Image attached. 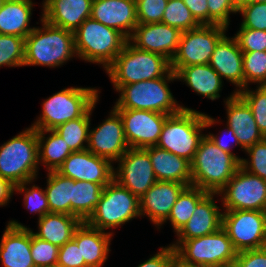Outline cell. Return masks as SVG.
I'll return each mask as SVG.
<instances>
[{
	"mask_svg": "<svg viewBox=\"0 0 266 267\" xmlns=\"http://www.w3.org/2000/svg\"><path fill=\"white\" fill-rule=\"evenodd\" d=\"M40 20L42 27H35L25 38L24 66L56 68L77 57L74 32Z\"/></svg>",
	"mask_w": 266,
	"mask_h": 267,
	"instance_id": "obj_1",
	"label": "cell"
},
{
	"mask_svg": "<svg viewBox=\"0 0 266 267\" xmlns=\"http://www.w3.org/2000/svg\"><path fill=\"white\" fill-rule=\"evenodd\" d=\"M216 120L193 109H182L166 118L156 146L191 162L206 135L203 129L219 122Z\"/></svg>",
	"mask_w": 266,
	"mask_h": 267,
	"instance_id": "obj_2",
	"label": "cell"
},
{
	"mask_svg": "<svg viewBox=\"0 0 266 267\" xmlns=\"http://www.w3.org/2000/svg\"><path fill=\"white\" fill-rule=\"evenodd\" d=\"M191 163V185L208 193H219L241 167L240 161L207 136L201 140Z\"/></svg>",
	"mask_w": 266,
	"mask_h": 267,
	"instance_id": "obj_3",
	"label": "cell"
},
{
	"mask_svg": "<svg viewBox=\"0 0 266 267\" xmlns=\"http://www.w3.org/2000/svg\"><path fill=\"white\" fill-rule=\"evenodd\" d=\"M105 70L117 91L122 85L166 76L171 71V61L161 54L140 50L127 41Z\"/></svg>",
	"mask_w": 266,
	"mask_h": 267,
	"instance_id": "obj_4",
	"label": "cell"
},
{
	"mask_svg": "<svg viewBox=\"0 0 266 267\" xmlns=\"http://www.w3.org/2000/svg\"><path fill=\"white\" fill-rule=\"evenodd\" d=\"M174 80H177L176 75L171 70L164 77L122 85L116 91L120 95L113 108L148 110L167 115L176 114L182 109L192 110L179 105L174 99L168 86V82Z\"/></svg>",
	"mask_w": 266,
	"mask_h": 267,
	"instance_id": "obj_5",
	"label": "cell"
},
{
	"mask_svg": "<svg viewBox=\"0 0 266 267\" xmlns=\"http://www.w3.org/2000/svg\"><path fill=\"white\" fill-rule=\"evenodd\" d=\"M176 260L191 267H233L237 251L226 231H218L187 240H176L170 244Z\"/></svg>",
	"mask_w": 266,
	"mask_h": 267,
	"instance_id": "obj_6",
	"label": "cell"
},
{
	"mask_svg": "<svg viewBox=\"0 0 266 267\" xmlns=\"http://www.w3.org/2000/svg\"><path fill=\"white\" fill-rule=\"evenodd\" d=\"M37 130L29 127L0 145V177L13 185L36 180L39 171Z\"/></svg>",
	"mask_w": 266,
	"mask_h": 267,
	"instance_id": "obj_7",
	"label": "cell"
},
{
	"mask_svg": "<svg viewBox=\"0 0 266 267\" xmlns=\"http://www.w3.org/2000/svg\"><path fill=\"white\" fill-rule=\"evenodd\" d=\"M99 90L90 87L64 88L43 101L40 117L31 125L36 130H54L84 116L99 101Z\"/></svg>",
	"mask_w": 266,
	"mask_h": 267,
	"instance_id": "obj_8",
	"label": "cell"
},
{
	"mask_svg": "<svg viewBox=\"0 0 266 267\" xmlns=\"http://www.w3.org/2000/svg\"><path fill=\"white\" fill-rule=\"evenodd\" d=\"M77 57L106 69L123 50L128 39L118 30L91 17L74 32Z\"/></svg>",
	"mask_w": 266,
	"mask_h": 267,
	"instance_id": "obj_9",
	"label": "cell"
},
{
	"mask_svg": "<svg viewBox=\"0 0 266 267\" xmlns=\"http://www.w3.org/2000/svg\"><path fill=\"white\" fill-rule=\"evenodd\" d=\"M137 217H141L139 198L113 179L103 187L100 200L86 223L106 231L118 228Z\"/></svg>",
	"mask_w": 266,
	"mask_h": 267,
	"instance_id": "obj_10",
	"label": "cell"
},
{
	"mask_svg": "<svg viewBox=\"0 0 266 267\" xmlns=\"http://www.w3.org/2000/svg\"><path fill=\"white\" fill-rule=\"evenodd\" d=\"M223 25H199L181 33L178 50L171 60V68L209 64L218 41L226 34Z\"/></svg>",
	"mask_w": 266,
	"mask_h": 267,
	"instance_id": "obj_11",
	"label": "cell"
},
{
	"mask_svg": "<svg viewBox=\"0 0 266 267\" xmlns=\"http://www.w3.org/2000/svg\"><path fill=\"white\" fill-rule=\"evenodd\" d=\"M222 228L237 252L260 249L266 239V211L224 210Z\"/></svg>",
	"mask_w": 266,
	"mask_h": 267,
	"instance_id": "obj_12",
	"label": "cell"
},
{
	"mask_svg": "<svg viewBox=\"0 0 266 267\" xmlns=\"http://www.w3.org/2000/svg\"><path fill=\"white\" fill-rule=\"evenodd\" d=\"M218 195L223 210L266 211V180L241 167Z\"/></svg>",
	"mask_w": 266,
	"mask_h": 267,
	"instance_id": "obj_13",
	"label": "cell"
},
{
	"mask_svg": "<svg viewBox=\"0 0 266 267\" xmlns=\"http://www.w3.org/2000/svg\"><path fill=\"white\" fill-rule=\"evenodd\" d=\"M117 163L113 179L138 198L157 182L150 156L144 148H129Z\"/></svg>",
	"mask_w": 266,
	"mask_h": 267,
	"instance_id": "obj_14",
	"label": "cell"
},
{
	"mask_svg": "<svg viewBox=\"0 0 266 267\" xmlns=\"http://www.w3.org/2000/svg\"><path fill=\"white\" fill-rule=\"evenodd\" d=\"M121 116L129 148L156 146L167 114L137 109H115Z\"/></svg>",
	"mask_w": 266,
	"mask_h": 267,
	"instance_id": "obj_15",
	"label": "cell"
},
{
	"mask_svg": "<svg viewBox=\"0 0 266 267\" xmlns=\"http://www.w3.org/2000/svg\"><path fill=\"white\" fill-rule=\"evenodd\" d=\"M129 149L123 121L120 114L113 108L109 117L96 128H89L87 150L93 154L117 162Z\"/></svg>",
	"mask_w": 266,
	"mask_h": 267,
	"instance_id": "obj_16",
	"label": "cell"
},
{
	"mask_svg": "<svg viewBox=\"0 0 266 267\" xmlns=\"http://www.w3.org/2000/svg\"><path fill=\"white\" fill-rule=\"evenodd\" d=\"M57 172L72 180L93 182L104 187L113 180L114 167L109 160L84 150L72 152Z\"/></svg>",
	"mask_w": 266,
	"mask_h": 267,
	"instance_id": "obj_17",
	"label": "cell"
},
{
	"mask_svg": "<svg viewBox=\"0 0 266 267\" xmlns=\"http://www.w3.org/2000/svg\"><path fill=\"white\" fill-rule=\"evenodd\" d=\"M181 33L161 22L138 24L128 41L140 50L161 54L171 61L178 50Z\"/></svg>",
	"mask_w": 266,
	"mask_h": 267,
	"instance_id": "obj_18",
	"label": "cell"
},
{
	"mask_svg": "<svg viewBox=\"0 0 266 267\" xmlns=\"http://www.w3.org/2000/svg\"><path fill=\"white\" fill-rule=\"evenodd\" d=\"M30 249L31 228L16 220L8 221L0 241L3 267H35Z\"/></svg>",
	"mask_w": 266,
	"mask_h": 267,
	"instance_id": "obj_19",
	"label": "cell"
},
{
	"mask_svg": "<svg viewBox=\"0 0 266 267\" xmlns=\"http://www.w3.org/2000/svg\"><path fill=\"white\" fill-rule=\"evenodd\" d=\"M186 187L182 183L157 181L139 198L141 217L146 215L156 227H161Z\"/></svg>",
	"mask_w": 266,
	"mask_h": 267,
	"instance_id": "obj_20",
	"label": "cell"
},
{
	"mask_svg": "<svg viewBox=\"0 0 266 267\" xmlns=\"http://www.w3.org/2000/svg\"><path fill=\"white\" fill-rule=\"evenodd\" d=\"M91 18L120 31L127 39L138 25L135 0H93Z\"/></svg>",
	"mask_w": 266,
	"mask_h": 267,
	"instance_id": "obj_21",
	"label": "cell"
},
{
	"mask_svg": "<svg viewBox=\"0 0 266 267\" xmlns=\"http://www.w3.org/2000/svg\"><path fill=\"white\" fill-rule=\"evenodd\" d=\"M209 65L237 88L234 94L244 89L243 52L236 38L224 35L216 44Z\"/></svg>",
	"mask_w": 266,
	"mask_h": 267,
	"instance_id": "obj_22",
	"label": "cell"
},
{
	"mask_svg": "<svg viewBox=\"0 0 266 267\" xmlns=\"http://www.w3.org/2000/svg\"><path fill=\"white\" fill-rule=\"evenodd\" d=\"M93 0H43L41 18L51 25L75 32L91 17Z\"/></svg>",
	"mask_w": 266,
	"mask_h": 267,
	"instance_id": "obj_23",
	"label": "cell"
},
{
	"mask_svg": "<svg viewBox=\"0 0 266 267\" xmlns=\"http://www.w3.org/2000/svg\"><path fill=\"white\" fill-rule=\"evenodd\" d=\"M224 102L227 113L226 125L234 130L244 150L263 140V134L256 124L251 108L238 94L232 92Z\"/></svg>",
	"mask_w": 266,
	"mask_h": 267,
	"instance_id": "obj_24",
	"label": "cell"
},
{
	"mask_svg": "<svg viewBox=\"0 0 266 267\" xmlns=\"http://www.w3.org/2000/svg\"><path fill=\"white\" fill-rule=\"evenodd\" d=\"M215 196L218 197V193H207L198 202L196 210L188 222L176 234V240H187L209 235L222 227L223 212L220 206L215 203Z\"/></svg>",
	"mask_w": 266,
	"mask_h": 267,
	"instance_id": "obj_25",
	"label": "cell"
},
{
	"mask_svg": "<svg viewBox=\"0 0 266 267\" xmlns=\"http://www.w3.org/2000/svg\"><path fill=\"white\" fill-rule=\"evenodd\" d=\"M114 232H105L82 222L74 232L73 240L80 247L81 260L87 267H102L107 261Z\"/></svg>",
	"mask_w": 266,
	"mask_h": 267,
	"instance_id": "obj_26",
	"label": "cell"
},
{
	"mask_svg": "<svg viewBox=\"0 0 266 267\" xmlns=\"http://www.w3.org/2000/svg\"><path fill=\"white\" fill-rule=\"evenodd\" d=\"M149 156L157 181H170L191 186V163L157 146L144 148Z\"/></svg>",
	"mask_w": 266,
	"mask_h": 267,
	"instance_id": "obj_27",
	"label": "cell"
},
{
	"mask_svg": "<svg viewBox=\"0 0 266 267\" xmlns=\"http://www.w3.org/2000/svg\"><path fill=\"white\" fill-rule=\"evenodd\" d=\"M176 79L185 82L198 95L211 99L220 98L223 80L220 75L209 65H190L182 68H171Z\"/></svg>",
	"mask_w": 266,
	"mask_h": 267,
	"instance_id": "obj_28",
	"label": "cell"
},
{
	"mask_svg": "<svg viewBox=\"0 0 266 267\" xmlns=\"http://www.w3.org/2000/svg\"><path fill=\"white\" fill-rule=\"evenodd\" d=\"M32 0H6L0 9V34L26 38L35 28L30 21Z\"/></svg>",
	"mask_w": 266,
	"mask_h": 267,
	"instance_id": "obj_29",
	"label": "cell"
},
{
	"mask_svg": "<svg viewBox=\"0 0 266 267\" xmlns=\"http://www.w3.org/2000/svg\"><path fill=\"white\" fill-rule=\"evenodd\" d=\"M82 223L76 216L65 213H48L38 220V232L32 234L41 240L62 247L73 239L74 232Z\"/></svg>",
	"mask_w": 266,
	"mask_h": 267,
	"instance_id": "obj_30",
	"label": "cell"
},
{
	"mask_svg": "<svg viewBox=\"0 0 266 267\" xmlns=\"http://www.w3.org/2000/svg\"><path fill=\"white\" fill-rule=\"evenodd\" d=\"M49 133V135L47 134ZM47 135V137H45ZM38 161L47 171H57L64 160L72 153L69 145L55 130H37Z\"/></svg>",
	"mask_w": 266,
	"mask_h": 267,
	"instance_id": "obj_31",
	"label": "cell"
},
{
	"mask_svg": "<svg viewBox=\"0 0 266 267\" xmlns=\"http://www.w3.org/2000/svg\"><path fill=\"white\" fill-rule=\"evenodd\" d=\"M102 192L103 187L100 184L73 180L71 215L86 222L94 212Z\"/></svg>",
	"mask_w": 266,
	"mask_h": 267,
	"instance_id": "obj_32",
	"label": "cell"
},
{
	"mask_svg": "<svg viewBox=\"0 0 266 267\" xmlns=\"http://www.w3.org/2000/svg\"><path fill=\"white\" fill-rule=\"evenodd\" d=\"M47 186L44 188L50 213L71 215L73 180L62 176L57 171H48Z\"/></svg>",
	"mask_w": 266,
	"mask_h": 267,
	"instance_id": "obj_33",
	"label": "cell"
},
{
	"mask_svg": "<svg viewBox=\"0 0 266 267\" xmlns=\"http://www.w3.org/2000/svg\"><path fill=\"white\" fill-rule=\"evenodd\" d=\"M208 192L195 186H187L178 196L173 205L168 218L163 222L169 221L177 234L188 222L193 212L196 210L198 202Z\"/></svg>",
	"mask_w": 266,
	"mask_h": 267,
	"instance_id": "obj_34",
	"label": "cell"
},
{
	"mask_svg": "<svg viewBox=\"0 0 266 267\" xmlns=\"http://www.w3.org/2000/svg\"><path fill=\"white\" fill-rule=\"evenodd\" d=\"M95 106L84 116L65 122L54 129L62 136L64 142L69 145L72 152L87 150L89 128H91V115Z\"/></svg>",
	"mask_w": 266,
	"mask_h": 267,
	"instance_id": "obj_35",
	"label": "cell"
},
{
	"mask_svg": "<svg viewBox=\"0 0 266 267\" xmlns=\"http://www.w3.org/2000/svg\"><path fill=\"white\" fill-rule=\"evenodd\" d=\"M161 23L179 29L181 32L198 27L190 10L182 0H168Z\"/></svg>",
	"mask_w": 266,
	"mask_h": 267,
	"instance_id": "obj_36",
	"label": "cell"
},
{
	"mask_svg": "<svg viewBox=\"0 0 266 267\" xmlns=\"http://www.w3.org/2000/svg\"><path fill=\"white\" fill-rule=\"evenodd\" d=\"M25 57V38L0 34V67H22Z\"/></svg>",
	"mask_w": 266,
	"mask_h": 267,
	"instance_id": "obj_37",
	"label": "cell"
},
{
	"mask_svg": "<svg viewBox=\"0 0 266 267\" xmlns=\"http://www.w3.org/2000/svg\"><path fill=\"white\" fill-rule=\"evenodd\" d=\"M244 88L249 83L266 84V51L243 52Z\"/></svg>",
	"mask_w": 266,
	"mask_h": 267,
	"instance_id": "obj_38",
	"label": "cell"
},
{
	"mask_svg": "<svg viewBox=\"0 0 266 267\" xmlns=\"http://www.w3.org/2000/svg\"><path fill=\"white\" fill-rule=\"evenodd\" d=\"M34 181L35 180H30L16 185L15 191L20 194L22 192L24 193V206L26 209L30 210L31 213L37 214L39 220L44 215L50 213V208L45 190H42V188L38 187L36 184L27 188V186L32 184Z\"/></svg>",
	"mask_w": 266,
	"mask_h": 267,
	"instance_id": "obj_39",
	"label": "cell"
},
{
	"mask_svg": "<svg viewBox=\"0 0 266 267\" xmlns=\"http://www.w3.org/2000/svg\"><path fill=\"white\" fill-rule=\"evenodd\" d=\"M238 95L251 108L260 132L266 133V88L257 86L255 90H250L248 86L241 90Z\"/></svg>",
	"mask_w": 266,
	"mask_h": 267,
	"instance_id": "obj_40",
	"label": "cell"
},
{
	"mask_svg": "<svg viewBox=\"0 0 266 267\" xmlns=\"http://www.w3.org/2000/svg\"><path fill=\"white\" fill-rule=\"evenodd\" d=\"M242 151L248 154L250 160L242 158L240 162L241 168L266 180V142L261 140Z\"/></svg>",
	"mask_w": 266,
	"mask_h": 267,
	"instance_id": "obj_41",
	"label": "cell"
},
{
	"mask_svg": "<svg viewBox=\"0 0 266 267\" xmlns=\"http://www.w3.org/2000/svg\"><path fill=\"white\" fill-rule=\"evenodd\" d=\"M30 250L35 267L57 264L59 247L34 236L32 230Z\"/></svg>",
	"mask_w": 266,
	"mask_h": 267,
	"instance_id": "obj_42",
	"label": "cell"
},
{
	"mask_svg": "<svg viewBox=\"0 0 266 267\" xmlns=\"http://www.w3.org/2000/svg\"><path fill=\"white\" fill-rule=\"evenodd\" d=\"M138 24L160 23L168 0H135Z\"/></svg>",
	"mask_w": 266,
	"mask_h": 267,
	"instance_id": "obj_43",
	"label": "cell"
},
{
	"mask_svg": "<svg viewBox=\"0 0 266 267\" xmlns=\"http://www.w3.org/2000/svg\"><path fill=\"white\" fill-rule=\"evenodd\" d=\"M234 37L242 52L266 51V31L240 26Z\"/></svg>",
	"mask_w": 266,
	"mask_h": 267,
	"instance_id": "obj_44",
	"label": "cell"
},
{
	"mask_svg": "<svg viewBox=\"0 0 266 267\" xmlns=\"http://www.w3.org/2000/svg\"><path fill=\"white\" fill-rule=\"evenodd\" d=\"M238 12L243 18L241 27L266 31V3L247 4Z\"/></svg>",
	"mask_w": 266,
	"mask_h": 267,
	"instance_id": "obj_45",
	"label": "cell"
},
{
	"mask_svg": "<svg viewBox=\"0 0 266 267\" xmlns=\"http://www.w3.org/2000/svg\"><path fill=\"white\" fill-rule=\"evenodd\" d=\"M208 2V25H223L229 27L230 13L236 14L238 10L231 0H207Z\"/></svg>",
	"mask_w": 266,
	"mask_h": 267,
	"instance_id": "obj_46",
	"label": "cell"
},
{
	"mask_svg": "<svg viewBox=\"0 0 266 267\" xmlns=\"http://www.w3.org/2000/svg\"><path fill=\"white\" fill-rule=\"evenodd\" d=\"M57 264L64 267H87L85 260H81L80 247L73 239L59 247Z\"/></svg>",
	"mask_w": 266,
	"mask_h": 267,
	"instance_id": "obj_47",
	"label": "cell"
},
{
	"mask_svg": "<svg viewBox=\"0 0 266 267\" xmlns=\"http://www.w3.org/2000/svg\"><path fill=\"white\" fill-rule=\"evenodd\" d=\"M234 267H266V252L263 248L237 252Z\"/></svg>",
	"mask_w": 266,
	"mask_h": 267,
	"instance_id": "obj_48",
	"label": "cell"
},
{
	"mask_svg": "<svg viewBox=\"0 0 266 267\" xmlns=\"http://www.w3.org/2000/svg\"><path fill=\"white\" fill-rule=\"evenodd\" d=\"M175 261V250L169 245L167 247H161L159 252L139 264L137 267H173Z\"/></svg>",
	"mask_w": 266,
	"mask_h": 267,
	"instance_id": "obj_49",
	"label": "cell"
},
{
	"mask_svg": "<svg viewBox=\"0 0 266 267\" xmlns=\"http://www.w3.org/2000/svg\"><path fill=\"white\" fill-rule=\"evenodd\" d=\"M200 25H208L207 0H182Z\"/></svg>",
	"mask_w": 266,
	"mask_h": 267,
	"instance_id": "obj_50",
	"label": "cell"
},
{
	"mask_svg": "<svg viewBox=\"0 0 266 267\" xmlns=\"http://www.w3.org/2000/svg\"><path fill=\"white\" fill-rule=\"evenodd\" d=\"M224 129L226 131H224L225 133H222L223 134L222 136L221 135L217 136V135H214V134H212L210 132L208 134H206V135L216 144L217 147H219L221 150H223V151H225V152H227L229 154L234 155L241 162L242 158L237 156L236 154H234L231 151V149L233 148V146L234 147L235 146L236 147L240 146L241 149H244V148L240 145V143H239V141L237 139V136L235 135V132H234L233 129L229 128L227 125H226V128H224ZM225 135H228V136H230L232 138L233 144L230 145L229 143L224 141V137L223 136H225Z\"/></svg>",
	"mask_w": 266,
	"mask_h": 267,
	"instance_id": "obj_51",
	"label": "cell"
},
{
	"mask_svg": "<svg viewBox=\"0 0 266 267\" xmlns=\"http://www.w3.org/2000/svg\"><path fill=\"white\" fill-rule=\"evenodd\" d=\"M15 192V185L9 180L0 177V206H5Z\"/></svg>",
	"mask_w": 266,
	"mask_h": 267,
	"instance_id": "obj_52",
	"label": "cell"
},
{
	"mask_svg": "<svg viewBox=\"0 0 266 267\" xmlns=\"http://www.w3.org/2000/svg\"><path fill=\"white\" fill-rule=\"evenodd\" d=\"M231 1L237 10H239L241 7L247 4H252V0H231Z\"/></svg>",
	"mask_w": 266,
	"mask_h": 267,
	"instance_id": "obj_53",
	"label": "cell"
},
{
	"mask_svg": "<svg viewBox=\"0 0 266 267\" xmlns=\"http://www.w3.org/2000/svg\"><path fill=\"white\" fill-rule=\"evenodd\" d=\"M173 267H191V266H186V265H184V264L179 263V262L176 260L175 263H174V265H173Z\"/></svg>",
	"mask_w": 266,
	"mask_h": 267,
	"instance_id": "obj_54",
	"label": "cell"
},
{
	"mask_svg": "<svg viewBox=\"0 0 266 267\" xmlns=\"http://www.w3.org/2000/svg\"><path fill=\"white\" fill-rule=\"evenodd\" d=\"M252 3H266V0H252Z\"/></svg>",
	"mask_w": 266,
	"mask_h": 267,
	"instance_id": "obj_55",
	"label": "cell"
},
{
	"mask_svg": "<svg viewBox=\"0 0 266 267\" xmlns=\"http://www.w3.org/2000/svg\"><path fill=\"white\" fill-rule=\"evenodd\" d=\"M42 267H64V266L59 265V264H53V265L42 266Z\"/></svg>",
	"mask_w": 266,
	"mask_h": 267,
	"instance_id": "obj_56",
	"label": "cell"
},
{
	"mask_svg": "<svg viewBox=\"0 0 266 267\" xmlns=\"http://www.w3.org/2000/svg\"><path fill=\"white\" fill-rule=\"evenodd\" d=\"M5 1L6 0H0V9L2 8V6H3V4H4Z\"/></svg>",
	"mask_w": 266,
	"mask_h": 267,
	"instance_id": "obj_57",
	"label": "cell"
},
{
	"mask_svg": "<svg viewBox=\"0 0 266 267\" xmlns=\"http://www.w3.org/2000/svg\"><path fill=\"white\" fill-rule=\"evenodd\" d=\"M263 249H264V251L266 252V239H265V241H264V243H263V247H262Z\"/></svg>",
	"mask_w": 266,
	"mask_h": 267,
	"instance_id": "obj_58",
	"label": "cell"
},
{
	"mask_svg": "<svg viewBox=\"0 0 266 267\" xmlns=\"http://www.w3.org/2000/svg\"><path fill=\"white\" fill-rule=\"evenodd\" d=\"M263 140L266 142V133L263 134Z\"/></svg>",
	"mask_w": 266,
	"mask_h": 267,
	"instance_id": "obj_59",
	"label": "cell"
}]
</instances>
